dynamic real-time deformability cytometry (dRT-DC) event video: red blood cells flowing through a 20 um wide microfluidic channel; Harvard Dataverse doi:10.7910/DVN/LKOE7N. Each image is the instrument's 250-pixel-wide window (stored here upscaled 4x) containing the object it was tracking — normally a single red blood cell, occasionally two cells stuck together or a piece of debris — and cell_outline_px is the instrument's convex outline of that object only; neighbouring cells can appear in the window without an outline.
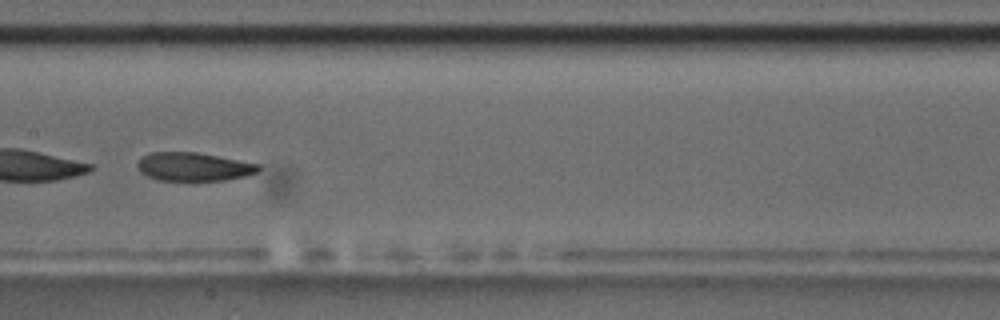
{"species": "common noctule bat (a hibernating species)", "species_latin": "Nyctalus noctula", "temperature_condition": "room temperature", "stored_images_in_passage": 10, "camera_frame_rate_fps": 3000, "um_per_image_px": 0.085, "animal": {"sex": "male", "body_mass_g": 17.5, "forearm_length_mm": 52.3}, "frame": {"image": 1, "passage_image": 5, "time_ms": 4.667, "image_size_px": [1000, 320], "cell_outline_px": [[260, 168], [256, 172], [244, 176], [224, 180], [196, 184], [160, 180], [148, 176], [140, 172], [136, 164], [148, 152], [196, 152], [260, 164]], "centroid_in_image_um": [16.44, 14.22], "position_along_channel_um": 191.0, "area_um2": 20.75}, "authors_computed_cell_mechanics": {"area_um2": 21.1837, "velocity_mm_per_s": 3.4283, "shape_relaxation_time_tau1_ms": 2.2113, "shape_relaxation_time_tau2_ms": 5.0224, "deformation_change_tau1": 0.1148, "deformation_change_tau2": 0.1185}}